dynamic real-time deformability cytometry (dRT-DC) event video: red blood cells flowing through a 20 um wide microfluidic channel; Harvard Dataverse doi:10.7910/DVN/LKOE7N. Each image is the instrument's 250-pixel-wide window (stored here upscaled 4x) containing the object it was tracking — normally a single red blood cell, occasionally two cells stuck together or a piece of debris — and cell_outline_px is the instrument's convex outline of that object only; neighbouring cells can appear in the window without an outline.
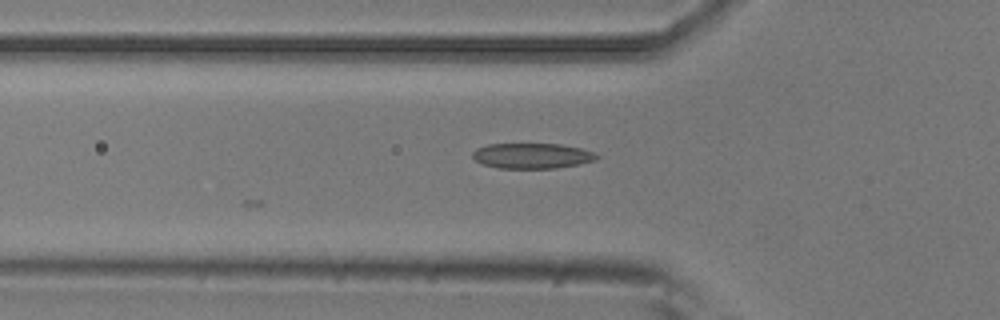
{"species": "common noctule bat (a hibernating species)", "species_latin": "Nyctalus noctula", "temperature_condition": "room temperature", "stored_images_in_passage": 6, "camera_frame_rate_fps": 3000, "um_per_image_px": 0.085, "animal": {"sex": "male", "body_mass_g": 20.5, "forearm_length_mm": 52.5}, "frame": {"image": 1, "passage_image": 5, "time_ms": 1.333, "image_size_px": [1000, 320], "cell_outline_px": [[600, 156], [596, 160], [580, 164], [556, 168], [496, 168], [484, 164], [476, 160], [472, 156], [472, 152], [476, 148], [488, 144], [560, 144], [580, 148], [592, 152]], "centroid_in_image_um": [45.22, 13.24], "position_along_channel_um": 80.6, "area_um2": 18.32}}
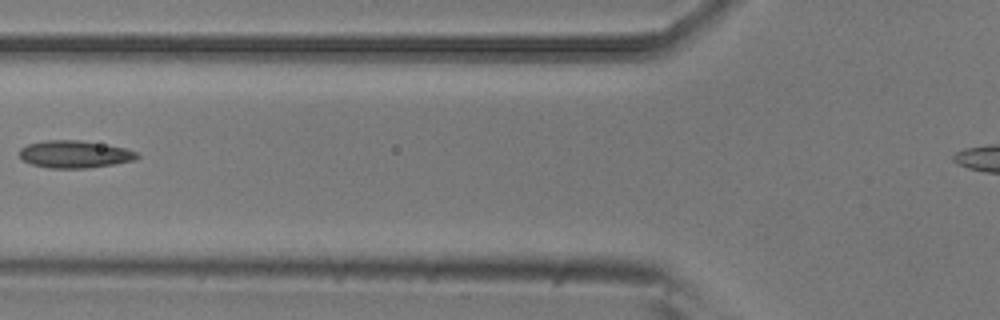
{"frame": {"image": 2, "passage_image": 6, "time_ms": 1.667, "image_size_px": [1000, 320], "cell_outline_px": [[140, 156], [136, 160], [88, 168], [48, 168], [32, 164], [24, 160], [20, 156], [20, 148], [28, 144], [44, 140], [80, 140], [124, 148], [136, 152]], "centroid_in_image_um": [6.34, 13.11], "position_along_channel_um": 119.5, "area_um2": 18.61}}